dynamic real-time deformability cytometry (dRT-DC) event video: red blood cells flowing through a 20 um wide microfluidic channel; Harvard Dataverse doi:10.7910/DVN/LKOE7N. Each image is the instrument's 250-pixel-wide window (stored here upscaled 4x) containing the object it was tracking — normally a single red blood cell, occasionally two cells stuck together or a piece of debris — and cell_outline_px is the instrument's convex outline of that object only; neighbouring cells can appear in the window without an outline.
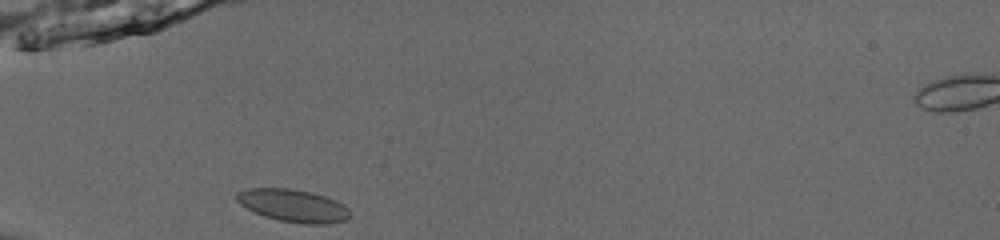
{"species": "common noctule bat (a hibernating species)", "species_latin": "Nyctalus noctula", "temperature_condition": "room temperature", "stored_images_in_passage": 35, "camera_frame_rate_fps": 3000, "um_per_image_px": 0.085, "animal": {"sex": "male", "body_mass_g": 13.0, "forearm_length_mm": 53.1}, "frame": {"image": 1, "passage_image": 1, "time_ms": 0.0, "image_size_px": [1000, 240], "cell_outline_px": [[348, 216], [344, 220], [328, 224], [304, 224], [280, 220], [264, 216], [240, 204], [236, 200], [236, 192], [248, 188], [288, 188], [308, 192], [324, 196], [336, 200], [348, 208]], "centroid_in_image_um": [24.89, 17.47], "position_along_channel_um": 60.1, "area_um2": 21.21}}
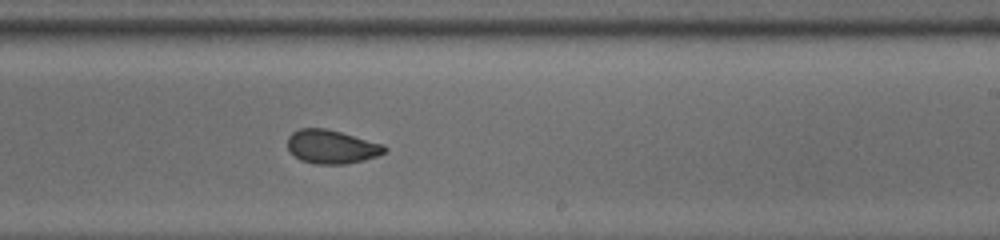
{"frame": {"image": 2, "passage_image": 17, "time_ms": 5.333, "image_size_px": [1000, 240], "cell_outline_px": [[388, 148], [384, 152], [376, 156], [364, 160], [344, 164], [316, 164], [300, 160], [288, 148], [288, 136], [292, 132], [300, 128], [324, 128], [340, 132], [384, 144]], "centroid_in_image_um": [28.19, 12.47], "position_along_channel_um": 260.8, "area_um2": 18.9}}
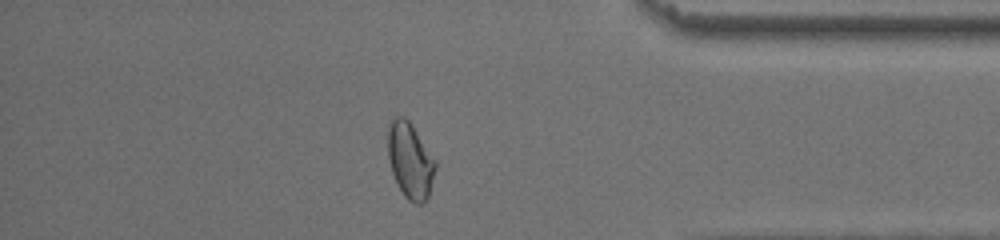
{"frame": {"image": 3, "passage_image": 29, "time_ms": 9.333, "image_size_px": [1000, 240], "cell_outline_px": [[436, 168], [428, 196], [420, 204], [416, 204], [408, 200], [404, 196], [396, 184], [392, 172], [388, 156], [388, 124], [396, 116], [404, 116], [408, 120], [436, 160]], "centroid_in_image_um": [34.85, 13.65], "position_along_channel_um": 400.3, "area_um2": 20.87}, "authors_computed_cell_mechanics": {"area_um2": 19.5942, "velocity_mm_per_s": 3.9179, "shape_relaxation_time_tau1_ms": 3.1783, "shape_relaxation_time_tau2_ms": 1.2124, "deformation_change_tau1": 0.1045, "deformation_change_tau2": 0.0509}}